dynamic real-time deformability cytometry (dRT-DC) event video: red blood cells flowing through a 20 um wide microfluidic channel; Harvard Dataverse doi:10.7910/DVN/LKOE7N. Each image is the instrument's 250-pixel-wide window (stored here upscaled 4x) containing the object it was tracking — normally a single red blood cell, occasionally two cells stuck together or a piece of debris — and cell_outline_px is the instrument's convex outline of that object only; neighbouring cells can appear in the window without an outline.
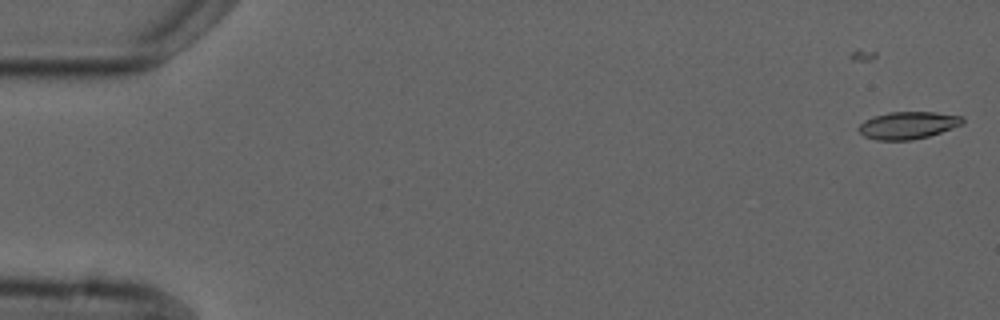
{"species": "common noctule bat (a hibernating species)", "species_latin": "Nyctalus noctula", "temperature_condition": "cold", "stored_images_in_passage": 5, "camera_frame_rate_fps": 3000, "um_per_image_px": 0.085, "animal": {"sex": "male", "forearm_length_mm": 52.5}, "frame": {"image": 1, "passage_image": 1, "time_ms": 0.0, "image_size_px": [1000, 320], "cell_outline_px": [[964, 124], [928, 136], [912, 140], [876, 140], [864, 136], [856, 128], [864, 120], [872, 116], [888, 112], [936, 112], [964, 116]], "centroid_in_image_um": [77.17, 10.64], "position_along_channel_um": 7.8, "area_um2": 16.7}}
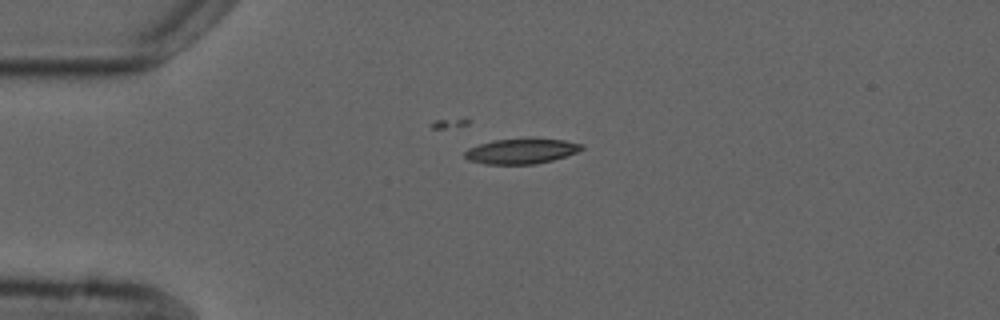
{"frame": {"image": 2, "passage_image": 4, "time_ms": 4.0, "image_size_px": [1000, 320], "cell_outline_px": [[584, 148], [576, 152], [552, 160], [536, 164], [484, 164], [468, 160], [464, 156], [464, 152], [468, 148], [492, 140], [564, 140], [584, 144]], "centroid_in_image_um": [44.27, 12.87], "position_along_channel_um": 40.7, "area_um2": 16.7}}